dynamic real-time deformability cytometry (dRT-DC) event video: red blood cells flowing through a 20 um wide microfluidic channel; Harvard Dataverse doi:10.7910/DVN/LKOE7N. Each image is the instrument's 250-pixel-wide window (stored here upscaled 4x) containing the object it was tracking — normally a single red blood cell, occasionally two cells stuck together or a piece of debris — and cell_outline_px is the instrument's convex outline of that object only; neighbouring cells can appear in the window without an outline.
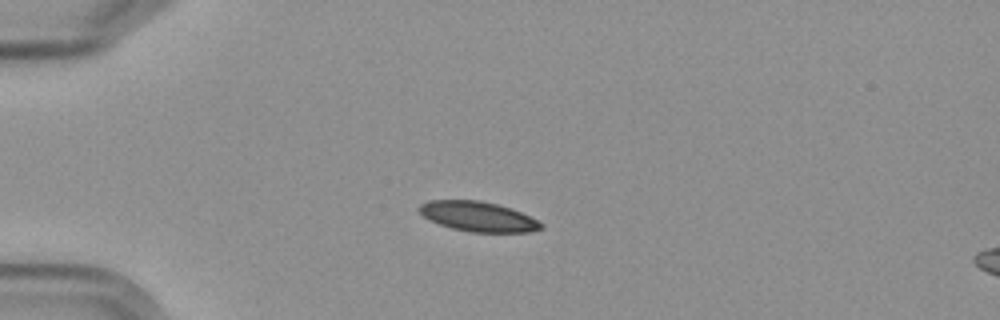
{"species": "Egyptian fruit bat (a non-hibernating species)", "species_latin": "Rousettus aegyptiacus", "temperature_condition": "cold", "stored_images_in_passage": 6, "camera_frame_rate_fps": 3000, "um_per_image_px": 0.085, "frame": {"image": 1, "passage_image": 4, "time_ms": 3.667, "image_size_px": [1000, 320], "cell_outline_px": [[544, 228], [528, 232], [468, 232], [452, 228], [428, 220], [416, 208], [420, 204], [428, 200], [480, 200], [496, 204], [520, 212], [544, 224]], "centroid_in_image_um": [40.59, 18.4], "position_along_channel_um": 44.4, "area_um2": 21.15}}
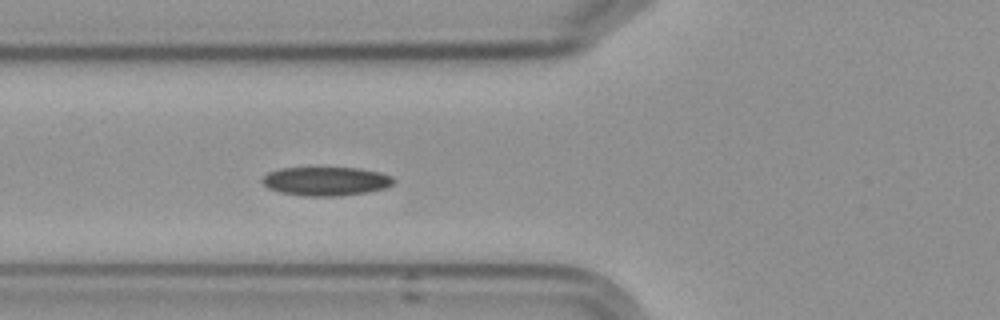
{"frame": {"image": 2, "passage_image": 6, "time_ms": 6.0, "image_size_px": [1000, 320], "cell_outline_px": [[396, 180], [392, 184], [384, 188], [368, 192], [340, 196], [300, 196], [280, 192], [268, 188], [260, 180], [268, 172], [280, 168], [360, 168], [380, 172], [392, 176]], "centroid_in_image_um": [27.7, 15.41], "position_along_channel_um": 98.1, "area_um2": 22.2}}